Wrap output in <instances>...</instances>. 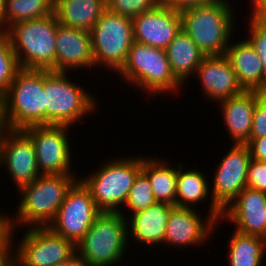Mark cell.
<instances>
[{"label":"cell","instance_id":"cell-1","mask_svg":"<svg viewBox=\"0 0 266 266\" xmlns=\"http://www.w3.org/2000/svg\"><path fill=\"white\" fill-rule=\"evenodd\" d=\"M76 175L41 174L18 189L21 201L15 209L16 216L13 214L10 217L12 230L21 228V225L26 228L47 227L55 218L68 190L79 179Z\"/></svg>","mask_w":266,"mask_h":266},{"label":"cell","instance_id":"cell-2","mask_svg":"<svg viewBox=\"0 0 266 266\" xmlns=\"http://www.w3.org/2000/svg\"><path fill=\"white\" fill-rule=\"evenodd\" d=\"M45 70L20 68L8 91L0 98L2 124L23 130L45 125Z\"/></svg>","mask_w":266,"mask_h":266},{"label":"cell","instance_id":"cell-3","mask_svg":"<svg viewBox=\"0 0 266 266\" xmlns=\"http://www.w3.org/2000/svg\"><path fill=\"white\" fill-rule=\"evenodd\" d=\"M232 7V8H231ZM234 8L228 0H217L180 12L182 30L205 56H221L229 46L234 27Z\"/></svg>","mask_w":266,"mask_h":266},{"label":"cell","instance_id":"cell-4","mask_svg":"<svg viewBox=\"0 0 266 266\" xmlns=\"http://www.w3.org/2000/svg\"><path fill=\"white\" fill-rule=\"evenodd\" d=\"M58 24L53 13L44 18L17 22L5 31L20 68L55 71Z\"/></svg>","mask_w":266,"mask_h":266},{"label":"cell","instance_id":"cell-5","mask_svg":"<svg viewBox=\"0 0 266 266\" xmlns=\"http://www.w3.org/2000/svg\"><path fill=\"white\" fill-rule=\"evenodd\" d=\"M68 75L70 72L45 70V125L72 127L99 107L95 96Z\"/></svg>","mask_w":266,"mask_h":266},{"label":"cell","instance_id":"cell-6","mask_svg":"<svg viewBox=\"0 0 266 266\" xmlns=\"http://www.w3.org/2000/svg\"><path fill=\"white\" fill-rule=\"evenodd\" d=\"M129 85L147 94H171L182 85L173 75L166 51L157 47L133 42L126 61L117 72Z\"/></svg>","mask_w":266,"mask_h":266},{"label":"cell","instance_id":"cell-7","mask_svg":"<svg viewBox=\"0 0 266 266\" xmlns=\"http://www.w3.org/2000/svg\"><path fill=\"white\" fill-rule=\"evenodd\" d=\"M140 156L112 158L97 171L80 178L101 212H121L135 178L142 171Z\"/></svg>","mask_w":266,"mask_h":266},{"label":"cell","instance_id":"cell-8","mask_svg":"<svg viewBox=\"0 0 266 266\" xmlns=\"http://www.w3.org/2000/svg\"><path fill=\"white\" fill-rule=\"evenodd\" d=\"M127 219L121 212H101L76 245L88 266L121 264L128 248Z\"/></svg>","mask_w":266,"mask_h":266},{"label":"cell","instance_id":"cell-9","mask_svg":"<svg viewBox=\"0 0 266 266\" xmlns=\"http://www.w3.org/2000/svg\"><path fill=\"white\" fill-rule=\"evenodd\" d=\"M90 34L95 69L104 67L117 73L134 42L132 19L106 8Z\"/></svg>","mask_w":266,"mask_h":266},{"label":"cell","instance_id":"cell-10","mask_svg":"<svg viewBox=\"0 0 266 266\" xmlns=\"http://www.w3.org/2000/svg\"><path fill=\"white\" fill-rule=\"evenodd\" d=\"M250 161L251 155L246 144H232V148L221 158V163H218L210 184L211 202L208 209V213L217 221L221 220L222 211L247 187Z\"/></svg>","mask_w":266,"mask_h":266},{"label":"cell","instance_id":"cell-11","mask_svg":"<svg viewBox=\"0 0 266 266\" xmlns=\"http://www.w3.org/2000/svg\"><path fill=\"white\" fill-rule=\"evenodd\" d=\"M26 229L19 243L12 244V262L16 266H55L77 252L73 242L48 227Z\"/></svg>","mask_w":266,"mask_h":266},{"label":"cell","instance_id":"cell-12","mask_svg":"<svg viewBox=\"0 0 266 266\" xmlns=\"http://www.w3.org/2000/svg\"><path fill=\"white\" fill-rule=\"evenodd\" d=\"M100 213L91 192L78 179L68 190L55 218L47 227L77 245Z\"/></svg>","mask_w":266,"mask_h":266},{"label":"cell","instance_id":"cell-13","mask_svg":"<svg viewBox=\"0 0 266 266\" xmlns=\"http://www.w3.org/2000/svg\"><path fill=\"white\" fill-rule=\"evenodd\" d=\"M69 126H30L23 131L31 138L41 174H75L71 171Z\"/></svg>","mask_w":266,"mask_h":266},{"label":"cell","instance_id":"cell-14","mask_svg":"<svg viewBox=\"0 0 266 266\" xmlns=\"http://www.w3.org/2000/svg\"><path fill=\"white\" fill-rule=\"evenodd\" d=\"M2 166H6L16 190L41 175L34 144L23 130H4L0 146V168Z\"/></svg>","mask_w":266,"mask_h":266},{"label":"cell","instance_id":"cell-15","mask_svg":"<svg viewBox=\"0 0 266 266\" xmlns=\"http://www.w3.org/2000/svg\"><path fill=\"white\" fill-rule=\"evenodd\" d=\"M200 215L194 207L173 206L169 211L164 243L177 249L206 244L210 235L212 237V232L219 227L217 225L220 221L209 213H206V219H202Z\"/></svg>","mask_w":266,"mask_h":266},{"label":"cell","instance_id":"cell-16","mask_svg":"<svg viewBox=\"0 0 266 266\" xmlns=\"http://www.w3.org/2000/svg\"><path fill=\"white\" fill-rule=\"evenodd\" d=\"M134 41L166 49L182 30L181 14L163 1L152 10L132 18Z\"/></svg>","mask_w":266,"mask_h":266},{"label":"cell","instance_id":"cell-17","mask_svg":"<svg viewBox=\"0 0 266 266\" xmlns=\"http://www.w3.org/2000/svg\"><path fill=\"white\" fill-rule=\"evenodd\" d=\"M224 220L241 234L266 238V193L246 187L222 211Z\"/></svg>","mask_w":266,"mask_h":266},{"label":"cell","instance_id":"cell-18","mask_svg":"<svg viewBox=\"0 0 266 266\" xmlns=\"http://www.w3.org/2000/svg\"><path fill=\"white\" fill-rule=\"evenodd\" d=\"M88 68L95 69L90 31L58 24L55 71L67 72Z\"/></svg>","mask_w":266,"mask_h":266},{"label":"cell","instance_id":"cell-19","mask_svg":"<svg viewBox=\"0 0 266 266\" xmlns=\"http://www.w3.org/2000/svg\"><path fill=\"white\" fill-rule=\"evenodd\" d=\"M201 82L202 93L214 102H220L243 91L229 60L224 56H206L195 76Z\"/></svg>","mask_w":266,"mask_h":266},{"label":"cell","instance_id":"cell-20","mask_svg":"<svg viewBox=\"0 0 266 266\" xmlns=\"http://www.w3.org/2000/svg\"><path fill=\"white\" fill-rule=\"evenodd\" d=\"M261 93L243 90L237 95L218 102L223 123L233 144H246L249 141L256 99Z\"/></svg>","mask_w":266,"mask_h":266},{"label":"cell","instance_id":"cell-21","mask_svg":"<svg viewBox=\"0 0 266 266\" xmlns=\"http://www.w3.org/2000/svg\"><path fill=\"white\" fill-rule=\"evenodd\" d=\"M224 56L229 60L243 90L266 92L262 62L246 38L235 43L231 41Z\"/></svg>","mask_w":266,"mask_h":266},{"label":"cell","instance_id":"cell-22","mask_svg":"<svg viewBox=\"0 0 266 266\" xmlns=\"http://www.w3.org/2000/svg\"><path fill=\"white\" fill-rule=\"evenodd\" d=\"M172 207L173 205L156 202L146 210L129 215L121 213L127 219L128 237L132 236L133 241L143 246L164 244L166 224Z\"/></svg>","mask_w":266,"mask_h":266},{"label":"cell","instance_id":"cell-23","mask_svg":"<svg viewBox=\"0 0 266 266\" xmlns=\"http://www.w3.org/2000/svg\"><path fill=\"white\" fill-rule=\"evenodd\" d=\"M106 9V0H55L58 23L90 31Z\"/></svg>","mask_w":266,"mask_h":266},{"label":"cell","instance_id":"cell-24","mask_svg":"<svg viewBox=\"0 0 266 266\" xmlns=\"http://www.w3.org/2000/svg\"><path fill=\"white\" fill-rule=\"evenodd\" d=\"M174 77L183 85L195 75L200 62L206 57L197 44L181 30L165 49Z\"/></svg>","mask_w":266,"mask_h":266},{"label":"cell","instance_id":"cell-25","mask_svg":"<svg viewBox=\"0 0 266 266\" xmlns=\"http://www.w3.org/2000/svg\"><path fill=\"white\" fill-rule=\"evenodd\" d=\"M158 157L142 156V173L148 178L156 202L176 206V186L178 163L176 168Z\"/></svg>","mask_w":266,"mask_h":266},{"label":"cell","instance_id":"cell-26","mask_svg":"<svg viewBox=\"0 0 266 266\" xmlns=\"http://www.w3.org/2000/svg\"><path fill=\"white\" fill-rule=\"evenodd\" d=\"M184 164L178 163V177L176 186V206L177 207H196L197 203L208 201L210 185L208 176L201 172V169L183 170Z\"/></svg>","mask_w":266,"mask_h":266},{"label":"cell","instance_id":"cell-27","mask_svg":"<svg viewBox=\"0 0 266 266\" xmlns=\"http://www.w3.org/2000/svg\"><path fill=\"white\" fill-rule=\"evenodd\" d=\"M230 236L227 252L229 266H263L266 238L241 234L235 230Z\"/></svg>","mask_w":266,"mask_h":266},{"label":"cell","instance_id":"cell-28","mask_svg":"<svg viewBox=\"0 0 266 266\" xmlns=\"http://www.w3.org/2000/svg\"><path fill=\"white\" fill-rule=\"evenodd\" d=\"M54 4V0H7L5 31L17 22L44 18L53 14Z\"/></svg>","mask_w":266,"mask_h":266},{"label":"cell","instance_id":"cell-29","mask_svg":"<svg viewBox=\"0 0 266 266\" xmlns=\"http://www.w3.org/2000/svg\"><path fill=\"white\" fill-rule=\"evenodd\" d=\"M19 69L10 38L0 31V98L8 91Z\"/></svg>","mask_w":266,"mask_h":266},{"label":"cell","instance_id":"cell-30","mask_svg":"<svg viewBox=\"0 0 266 266\" xmlns=\"http://www.w3.org/2000/svg\"><path fill=\"white\" fill-rule=\"evenodd\" d=\"M156 200L153 195V189L150 185L148 178L140 172L134 180L133 186L130 189L127 201L121 210L123 213L124 208L130 211V214L146 210L151 205H154Z\"/></svg>","mask_w":266,"mask_h":266},{"label":"cell","instance_id":"cell-31","mask_svg":"<svg viewBox=\"0 0 266 266\" xmlns=\"http://www.w3.org/2000/svg\"><path fill=\"white\" fill-rule=\"evenodd\" d=\"M161 2L162 0H106V8L132 19L143 12L152 10Z\"/></svg>","mask_w":266,"mask_h":266},{"label":"cell","instance_id":"cell-32","mask_svg":"<svg viewBox=\"0 0 266 266\" xmlns=\"http://www.w3.org/2000/svg\"><path fill=\"white\" fill-rule=\"evenodd\" d=\"M250 27L247 40L255 48L263 66L264 77L266 79V25L260 24L250 19Z\"/></svg>","mask_w":266,"mask_h":266},{"label":"cell","instance_id":"cell-33","mask_svg":"<svg viewBox=\"0 0 266 266\" xmlns=\"http://www.w3.org/2000/svg\"><path fill=\"white\" fill-rule=\"evenodd\" d=\"M264 136H266V92H262L256 99L250 132V138H261Z\"/></svg>","mask_w":266,"mask_h":266},{"label":"cell","instance_id":"cell-34","mask_svg":"<svg viewBox=\"0 0 266 266\" xmlns=\"http://www.w3.org/2000/svg\"><path fill=\"white\" fill-rule=\"evenodd\" d=\"M247 187L266 193V161L251 159L247 172Z\"/></svg>","mask_w":266,"mask_h":266},{"label":"cell","instance_id":"cell-35","mask_svg":"<svg viewBox=\"0 0 266 266\" xmlns=\"http://www.w3.org/2000/svg\"><path fill=\"white\" fill-rule=\"evenodd\" d=\"M14 233L10 224V214L0 213V246H12L15 243Z\"/></svg>","mask_w":266,"mask_h":266},{"label":"cell","instance_id":"cell-36","mask_svg":"<svg viewBox=\"0 0 266 266\" xmlns=\"http://www.w3.org/2000/svg\"><path fill=\"white\" fill-rule=\"evenodd\" d=\"M246 145L249 148L251 159L266 161V136L261 138H249Z\"/></svg>","mask_w":266,"mask_h":266},{"label":"cell","instance_id":"cell-37","mask_svg":"<svg viewBox=\"0 0 266 266\" xmlns=\"http://www.w3.org/2000/svg\"><path fill=\"white\" fill-rule=\"evenodd\" d=\"M166 5L178 12L199 5H205L217 0H162Z\"/></svg>","mask_w":266,"mask_h":266},{"label":"cell","instance_id":"cell-38","mask_svg":"<svg viewBox=\"0 0 266 266\" xmlns=\"http://www.w3.org/2000/svg\"><path fill=\"white\" fill-rule=\"evenodd\" d=\"M251 18L254 21L266 25V0H252Z\"/></svg>","mask_w":266,"mask_h":266},{"label":"cell","instance_id":"cell-39","mask_svg":"<svg viewBox=\"0 0 266 266\" xmlns=\"http://www.w3.org/2000/svg\"><path fill=\"white\" fill-rule=\"evenodd\" d=\"M55 266H88L85 260L76 252L69 259L58 263Z\"/></svg>","mask_w":266,"mask_h":266},{"label":"cell","instance_id":"cell-40","mask_svg":"<svg viewBox=\"0 0 266 266\" xmlns=\"http://www.w3.org/2000/svg\"><path fill=\"white\" fill-rule=\"evenodd\" d=\"M12 261V246H0V266H8Z\"/></svg>","mask_w":266,"mask_h":266},{"label":"cell","instance_id":"cell-41","mask_svg":"<svg viewBox=\"0 0 266 266\" xmlns=\"http://www.w3.org/2000/svg\"><path fill=\"white\" fill-rule=\"evenodd\" d=\"M6 1L0 0V31L5 32V9Z\"/></svg>","mask_w":266,"mask_h":266},{"label":"cell","instance_id":"cell-42","mask_svg":"<svg viewBox=\"0 0 266 266\" xmlns=\"http://www.w3.org/2000/svg\"><path fill=\"white\" fill-rule=\"evenodd\" d=\"M6 128L3 126L2 121H0V140H2L4 130Z\"/></svg>","mask_w":266,"mask_h":266},{"label":"cell","instance_id":"cell-43","mask_svg":"<svg viewBox=\"0 0 266 266\" xmlns=\"http://www.w3.org/2000/svg\"><path fill=\"white\" fill-rule=\"evenodd\" d=\"M8 266H16L12 261L8 264Z\"/></svg>","mask_w":266,"mask_h":266}]
</instances>
